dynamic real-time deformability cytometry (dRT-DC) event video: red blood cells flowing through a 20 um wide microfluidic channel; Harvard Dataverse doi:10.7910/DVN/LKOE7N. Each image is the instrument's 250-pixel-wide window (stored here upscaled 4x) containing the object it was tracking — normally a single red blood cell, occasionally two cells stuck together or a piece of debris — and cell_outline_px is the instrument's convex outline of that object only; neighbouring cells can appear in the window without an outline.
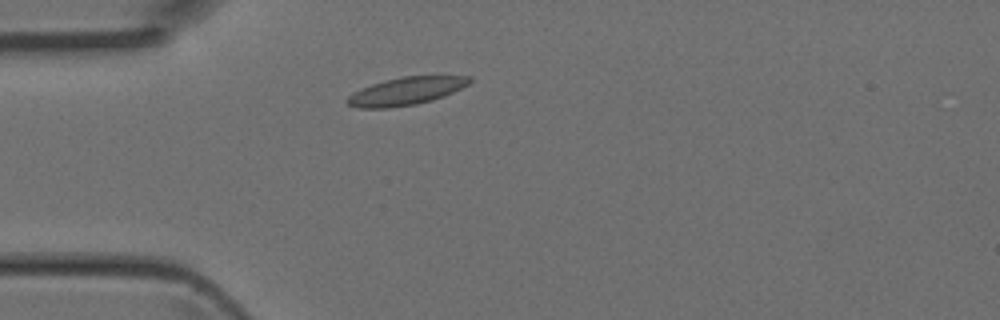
{"species": "Egyptian fruit bat (a non-hibernating species)", "species_latin": "Rousettus aegyptiacus", "temperature_condition": "room temperature", "stored_images_in_passage": 2, "camera_frame_rate_fps": 3000, "um_per_image_px": 0.085, "animal": {"sex": "female"}, "frame": {"image": 1, "passage_image": 2, "time_ms": 0.333, "image_size_px": [1000, 320], "cell_outline_px": [[472, 80], [468, 84], [444, 96], [432, 100], [416, 104], [388, 108], [356, 108], [348, 104], [344, 100], [352, 92], [360, 88], [384, 80], [404, 76], [472, 76]], "centroid_in_image_um": [34.46, 7.75], "position_along_channel_um": 50.5, "area_um2": 19.83}}